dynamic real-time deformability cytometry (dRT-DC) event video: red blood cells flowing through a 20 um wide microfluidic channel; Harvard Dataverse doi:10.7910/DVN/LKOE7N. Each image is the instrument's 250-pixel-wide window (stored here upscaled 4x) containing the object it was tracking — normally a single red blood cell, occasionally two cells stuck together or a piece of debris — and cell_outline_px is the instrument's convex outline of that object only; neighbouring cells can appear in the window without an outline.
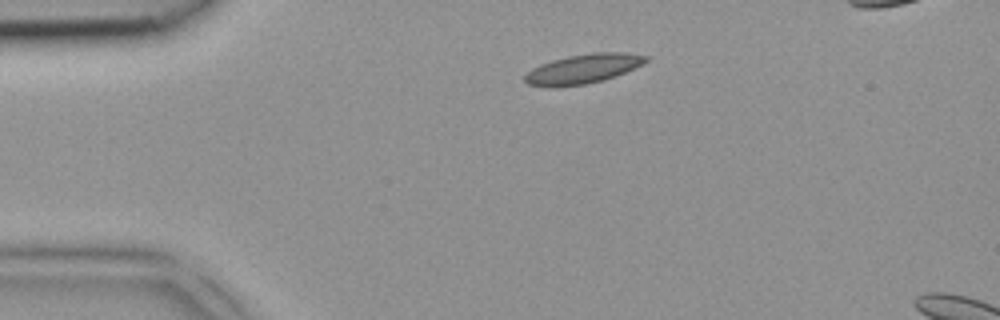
{"species": "common noctule bat (a hibernating species)", "species_latin": "Nyctalus noctula", "temperature_condition": "room temperature", "stored_images_in_passage": 2, "camera_frame_rate_fps": 3000, "um_per_image_px": 0.085, "animal": {"sex": "female", "body_mass_g": 18.4}, "frame": {"image": 1, "passage_image": 2, "time_ms": 0.333, "image_size_px": [1000, 320], "cell_outline_px": [[648, 60], [644, 64], [616, 76], [604, 80], [584, 84], [552, 88], [528, 84], [524, 80], [524, 76], [532, 68], [540, 64], [552, 60], [568, 56], [596, 52], [624, 52], [648, 56]], "centroid_in_image_um": [49.57, 5.85], "position_along_channel_um": 35.4, "area_um2": 20.87}}